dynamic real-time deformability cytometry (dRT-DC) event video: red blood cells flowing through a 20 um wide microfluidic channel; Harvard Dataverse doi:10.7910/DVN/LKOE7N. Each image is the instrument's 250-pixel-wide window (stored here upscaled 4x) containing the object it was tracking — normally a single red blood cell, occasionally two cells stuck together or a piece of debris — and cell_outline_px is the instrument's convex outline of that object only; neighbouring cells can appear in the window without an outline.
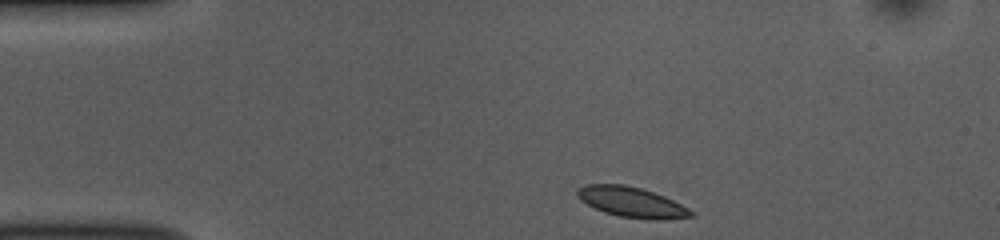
{"species": "common noctule bat (a hibernating species)", "species_latin": "Nyctalus noctula", "temperature_condition": "room temperature", "stored_images_in_passage": 45, "camera_frame_rate_fps": 3000, "um_per_image_px": 0.085, "animal": {"sex": "female", "body_mass_g": 10.0, "forearm_length_mm": 53.1}, "frame": {"image": 1, "passage_image": 1, "time_ms": 0.0, "image_size_px": [1000, 240], "cell_outline_px": [[696, 216], [660, 220], [656, 220], [620, 216], [604, 212], [580, 200], [576, 196], [576, 188], [584, 184], [624, 184], [640, 188], [664, 196], [696, 212]], "centroid_in_image_um": [53.68, 17.18], "position_along_channel_um": 31.3, "area_um2": 20.06}}
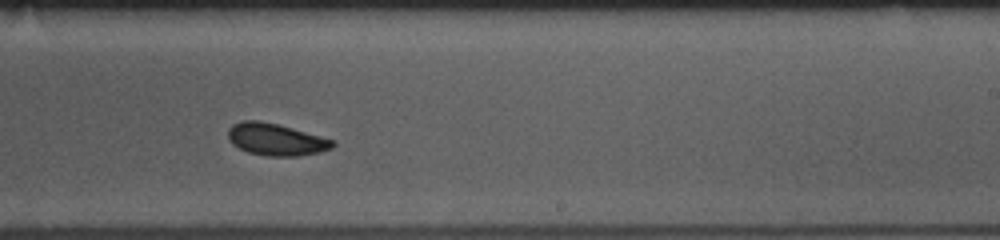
{"frame": {"image": 2, "passage_image": 24, "time_ms": 7.667, "image_size_px": [1000, 240], "cell_outline_px": [[336, 144], [332, 148], [320, 152], [296, 156], [268, 156], [248, 152], [232, 144], [228, 140], [228, 128], [232, 124], [240, 120], [256, 120], [276, 124], [336, 140]], "centroid_in_image_um": [23.44, 11.85], "position_along_channel_um": 265.6, "area_um2": 19.54}}
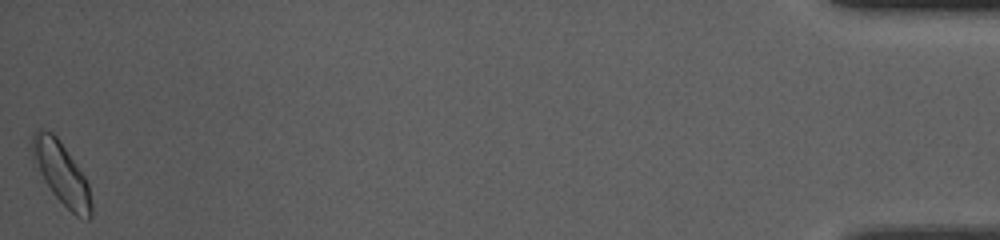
{"frame": {"image": 3, "passage_image": 45, "time_ms": 14.667, "image_size_px": [1000, 240], "cell_outline_px": [[92, 216], [88, 220], [76, 216], [52, 192], [32, 164], [28, 148], [32, 132], [40, 128], [44, 128], [52, 132], [60, 140], [84, 176], [88, 184], [92, 204]], "centroid_in_image_um": [5.13, 14.66], "position_along_channel_um": 430.1, "area_um2": 21.96}, "authors_computed_cell_mechanics": {"area_um2": 19.4786, "velocity_mm_per_s": 3.6832, "shape_relaxation_time_tau1_ms": 3.9212, "shape_relaxation_time_tau2_ms": null, "deformation_change_tau1": 0.0911, "deformation_change_tau2": null}}